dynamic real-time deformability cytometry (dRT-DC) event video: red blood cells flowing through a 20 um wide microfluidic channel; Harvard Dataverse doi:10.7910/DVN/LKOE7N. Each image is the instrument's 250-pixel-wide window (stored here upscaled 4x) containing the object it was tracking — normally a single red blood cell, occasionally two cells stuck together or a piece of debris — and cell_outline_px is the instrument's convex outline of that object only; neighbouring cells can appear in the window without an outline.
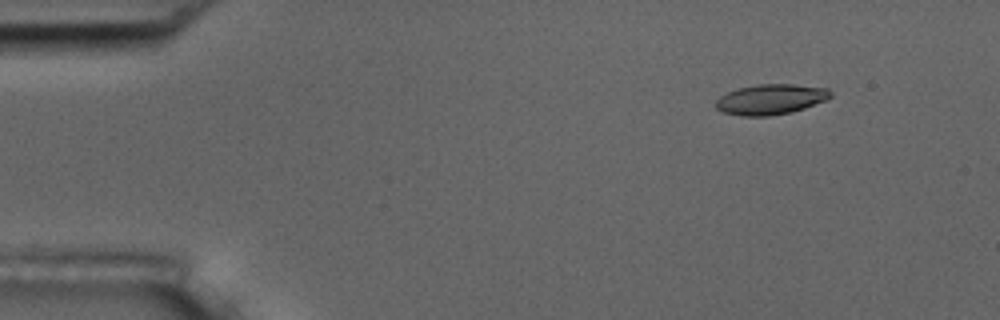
{"species": "common noctule bat (a hibernating species)", "species_latin": "Nyctalus noctula", "temperature_condition": "room temperature", "stored_images_in_passage": 3, "camera_frame_rate_fps": 3000, "um_per_image_px": 0.085, "animal": {"sex": "male", "body_mass_g": 17.5, "forearm_length_mm": 52.3}, "frame": {"image": 1, "passage_image": 1, "time_ms": 0.0, "image_size_px": [1000, 320], "cell_outline_px": [[832, 96], [828, 100], [792, 112], [768, 116], [740, 116], [724, 112], [716, 108], [716, 100], [720, 96], [728, 92], [740, 88], [756, 84], [792, 84], [828, 88], [832, 92]], "centroid_in_image_um": [65.55, 8.44], "position_along_channel_um": 19.5, "area_um2": 20.35}}